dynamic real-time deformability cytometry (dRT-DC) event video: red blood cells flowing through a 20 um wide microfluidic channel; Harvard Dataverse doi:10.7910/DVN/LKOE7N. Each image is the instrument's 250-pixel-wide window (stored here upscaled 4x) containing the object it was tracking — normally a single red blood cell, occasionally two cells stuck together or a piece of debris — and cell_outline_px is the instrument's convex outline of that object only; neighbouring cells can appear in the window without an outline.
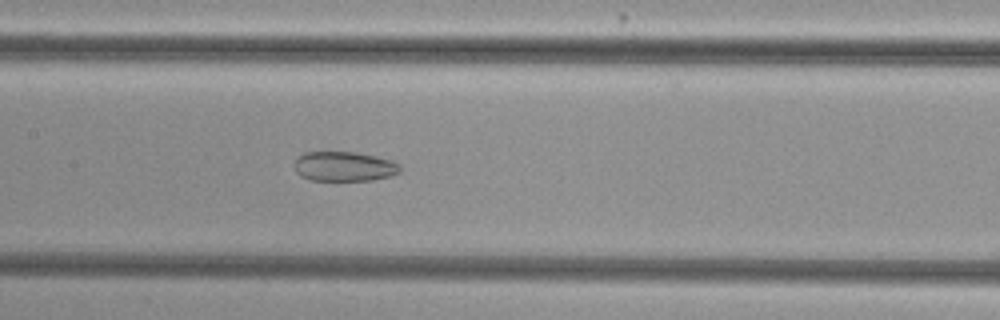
{"species": "common noctule bat (a hibernating species)", "species_latin": "Nyctalus noctula", "temperature_condition": "cold", "stored_images_in_passage": 37, "camera_frame_rate_fps": 3000, "um_per_image_px": 0.085, "animal": {"sex": "female", "body_mass_g": 29.2, "forearm_length_mm": 56.3}, "frame": {"image": 1, "passage_image": 10, "time_ms": 3.0, "image_size_px": [1000, 320], "cell_outline_px": [[400, 172], [392, 176], [372, 180], [308, 180], [300, 176], [296, 172], [292, 164], [296, 156], [304, 152], [356, 152], [376, 156], [392, 160], [400, 164]], "centroid_in_image_um": [29.22, 14.14], "position_along_channel_um": 178.2, "area_um2": 18.67}}
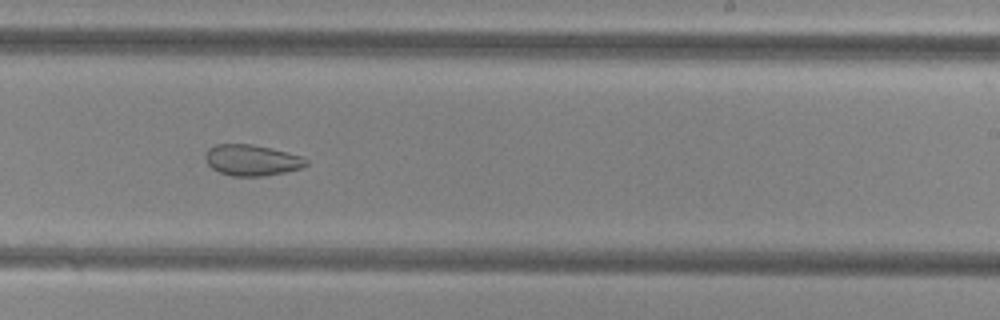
{"frame": {"image": 2, "passage_image": 17, "time_ms": 5.333, "image_size_px": [1000, 320], "cell_outline_px": [[308, 164], [300, 168], [284, 172], [264, 176], [232, 176], [220, 172], [212, 168], [208, 164], [204, 156], [208, 148], [216, 144], [252, 144], [300, 156], [308, 160]], "centroid_in_image_um": [21.36, 13.62], "position_along_channel_um": 267.6, "area_um2": 17.98}}
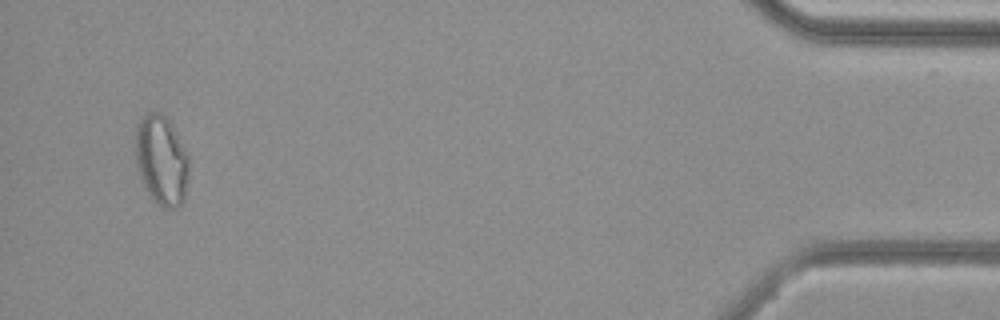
{"frame": {"image": 3, "passage_image": 35, "time_ms": 11.333, "image_size_px": [1000, 320], "cell_outline_px": [[188, 180], [184, 200], [176, 208], [164, 208], [156, 204], [152, 200], [144, 188], [140, 180], [136, 168], [132, 152], [136, 124], [148, 112], [160, 112], [172, 124], [188, 152]], "centroid_in_image_um": [13.67, 13.62], "position_along_channel_um": 421.5, "area_um2": 29.13}, "authors_computed_cell_mechanics": {"area_um2": 20.1722, "velocity_mm_per_s": 3.8462, "shape_relaxation_time_tau1_ms": null, "shape_relaxation_time_tau2_ms": 3.8565, "deformation_change_tau1": null, "deformation_change_tau2": 0.0933}}